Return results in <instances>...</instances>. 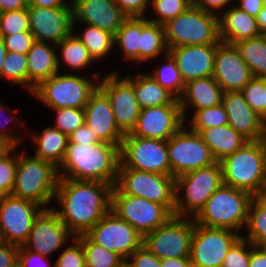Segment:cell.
Masks as SVG:
<instances>
[{"instance_id": "cell-1", "label": "cell", "mask_w": 266, "mask_h": 267, "mask_svg": "<svg viewBox=\"0 0 266 267\" xmlns=\"http://www.w3.org/2000/svg\"><path fill=\"white\" fill-rule=\"evenodd\" d=\"M112 188L100 181L59 178L55 198L62 208H51L75 238L86 234L111 209Z\"/></svg>"}, {"instance_id": "cell-2", "label": "cell", "mask_w": 266, "mask_h": 267, "mask_svg": "<svg viewBox=\"0 0 266 267\" xmlns=\"http://www.w3.org/2000/svg\"><path fill=\"white\" fill-rule=\"evenodd\" d=\"M119 164V146L117 145L104 141L68 143L64 159L58 168V174L59 178L100 181L114 187Z\"/></svg>"}, {"instance_id": "cell-3", "label": "cell", "mask_w": 266, "mask_h": 267, "mask_svg": "<svg viewBox=\"0 0 266 267\" xmlns=\"http://www.w3.org/2000/svg\"><path fill=\"white\" fill-rule=\"evenodd\" d=\"M220 163L224 185L253 196L266 194V138L245 142Z\"/></svg>"}, {"instance_id": "cell-4", "label": "cell", "mask_w": 266, "mask_h": 267, "mask_svg": "<svg viewBox=\"0 0 266 267\" xmlns=\"http://www.w3.org/2000/svg\"><path fill=\"white\" fill-rule=\"evenodd\" d=\"M254 196L247 191L222 185L206 201L193 218L195 223L212 228L238 231L246 225L248 210Z\"/></svg>"}, {"instance_id": "cell-5", "label": "cell", "mask_w": 266, "mask_h": 267, "mask_svg": "<svg viewBox=\"0 0 266 267\" xmlns=\"http://www.w3.org/2000/svg\"><path fill=\"white\" fill-rule=\"evenodd\" d=\"M58 168L37 157L17 154L15 183L11 195L43 207L55 196Z\"/></svg>"}, {"instance_id": "cell-6", "label": "cell", "mask_w": 266, "mask_h": 267, "mask_svg": "<svg viewBox=\"0 0 266 267\" xmlns=\"http://www.w3.org/2000/svg\"><path fill=\"white\" fill-rule=\"evenodd\" d=\"M168 49L186 45H217L219 17L194 4L185 12L164 24Z\"/></svg>"}, {"instance_id": "cell-7", "label": "cell", "mask_w": 266, "mask_h": 267, "mask_svg": "<svg viewBox=\"0 0 266 267\" xmlns=\"http://www.w3.org/2000/svg\"><path fill=\"white\" fill-rule=\"evenodd\" d=\"M223 184V171L220 162L187 172L175 178L174 216L187 218V215L190 214L194 218L203 208L208 198ZM180 191L185 193L183 200L180 197Z\"/></svg>"}, {"instance_id": "cell-8", "label": "cell", "mask_w": 266, "mask_h": 267, "mask_svg": "<svg viewBox=\"0 0 266 267\" xmlns=\"http://www.w3.org/2000/svg\"><path fill=\"white\" fill-rule=\"evenodd\" d=\"M111 194H127L164 205L174 216L176 190L173 176L118 168Z\"/></svg>"}, {"instance_id": "cell-9", "label": "cell", "mask_w": 266, "mask_h": 267, "mask_svg": "<svg viewBox=\"0 0 266 267\" xmlns=\"http://www.w3.org/2000/svg\"><path fill=\"white\" fill-rule=\"evenodd\" d=\"M98 83L79 75L57 73L41 82L32 92L50 109L85 108L90 95L97 89Z\"/></svg>"}, {"instance_id": "cell-10", "label": "cell", "mask_w": 266, "mask_h": 267, "mask_svg": "<svg viewBox=\"0 0 266 267\" xmlns=\"http://www.w3.org/2000/svg\"><path fill=\"white\" fill-rule=\"evenodd\" d=\"M118 168H131L171 176L167 141L126 133L119 147Z\"/></svg>"}, {"instance_id": "cell-11", "label": "cell", "mask_w": 266, "mask_h": 267, "mask_svg": "<svg viewBox=\"0 0 266 267\" xmlns=\"http://www.w3.org/2000/svg\"><path fill=\"white\" fill-rule=\"evenodd\" d=\"M188 218L172 216L165 224L144 235L142 245L160 260L190 258L195 221Z\"/></svg>"}, {"instance_id": "cell-12", "label": "cell", "mask_w": 266, "mask_h": 267, "mask_svg": "<svg viewBox=\"0 0 266 267\" xmlns=\"http://www.w3.org/2000/svg\"><path fill=\"white\" fill-rule=\"evenodd\" d=\"M184 126L167 140L171 176L174 178L217 162L200 134L190 128L187 131Z\"/></svg>"}, {"instance_id": "cell-13", "label": "cell", "mask_w": 266, "mask_h": 267, "mask_svg": "<svg viewBox=\"0 0 266 267\" xmlns=\"http://www.w3.org/2000/svg\"><path fill=\"white\" fill-rule=\"evenodd\" d=\"M241 237L230 229L195 223L190 249L193 267H222L228 251Z\"/></svg>"}, {"instance_id": "cell-14", "label": "cell", "mask_w": 266, "mask_h": 267, "mask_svg": "<svg viewBox=\"0 0 266 267\" xmlns=\"http://www.w3.org/2000/svg\"><path fill=\"white\" fill-rule=\"evenodd\" d=\"M111 210L142 236L156 230L173 216L162 204L127 194H111Z\"/></svg>"}, {"instance_id": "cell-15", "label": "cell", "mask_w": 266, "mask_h": 267, "mask_svg": "<svg viewBox=\"0 0 266 267\" xmlns=\"http://www.w3.org/2000/svg\"><path fill=\"white\" fill-rule=\"evenodd\" d=\"M42 208L29 200L9 194L0 203V241L23 246Z\"/></svg>"}, {"instance_id": "cell-16", "label": "cell", "mask_w": 266, "mask_h": 267, "mask_svg": "<svg viewBox=\"0 0 266 267\" xmlns=\"http://www.w3.org/2000/svg\"><path fill=\"white\" fill-rule=\"evenodd\" d=\"M92 75L95 82L98 80V87L111 102L117 126L124 134L130 133L135 127L141 111L133 87V78L125 76L120 80L117 72L109 73L102 80L97 73Z\"/></svg>"}, {"instance_id": "cell-17", "label": "cell", "mask_w": 266, "mask_h": 267, "mask_svg": "<svg viewBox=\"0 0 266 267\" xmlns=\"http://www.w3.org/2000/svg\"><path fill=\"white\" fill-rule=\"evenodd\" d=\"M86 235L94 243L120 255L125 261L143 243V236L111 209Z\"/></svg>"}, {"instance_id": "cell-18", "label": "cell", "mask_w": 266, "mask_h": 267, "mask_svg": "<svg viewBox=\"0 0 266 267\" xmlns=\"http://www.w3.org/2000/svg\"><path fill=\"white\" fill-rule=\"evenodd\" d=\"M30 32L35 41L59 44L73 31V6H27Z\"/></svg>"}, {"instance_id": "cell-19", "label": "cell", "mask_w": 266, "mask_h": 267, "mask_svg": "<svg viewBox=\"0 0 266 267\" xmlns=\"http://www.w3.org/2000/svg\"><path fill=\"white\" fill-rule=\"evenodd\" d=\"M185 121L180 104H167L141 109L131 135L167 141Z\"/></svg>"}, {"instance_id": "cell-20", "label": "cell", "mask_w": 266, "mask_h": 267, "mask_svg": "<svg viewBox=\"0 0 266 267\" xmlns=\"http://www.w3.org/2000/svg\"><path fill=\"white\" fill-rule=\"evenodd\" d=\"M73 236L51 207L44 209L35 219L23 246L32 252L49 256Z\"/></svg>"}, {"instance_id": "cell-21", "label": "cell", "mask_w": 266, "mask_h": 267, "mask_svg": "<svg viewBox=\"0 0 266 267\" xmlns=\"http://www.w3.org/2000/svg\"><path fill=\"white\" fill-rule=\"evenodd\" d=\"M213 77L223 92L241 91L253 77L235 45L219 42Z\"/></svg>"}, {"instance_id": "cell-22", "label": "cell", "mask_w": 266, "mask_h": 267, "mask_svg": "<svg viewBox=\"0 0 266 267\" xmlns=\"http://www.w3.org/2000/svg\"><path fill=\"white\" fill-rule=\"evenodd\" d=\"M73 30L82 22L106 31L113 36L128 18L114 0H72Z\"/></svg>"}, {"instance_id": "cell-23", "label": "cell", "mask_w": 266, "mask_h": 267, "mask_svg": "<svg viewBox=\"0 0 266 267\" xmlns=\"http://www.w3.org/2000/svg\"><path fill=\"white\" fill-rule=\"evenodd\" d=\"M85 124L101 141L120 147L125 134L116 124L109 98L99 87L85 106Z\"/></svg>"}, {"instance_id": "cell-24", "label": "cell", "mask_w": 266, "mask_h": 267, "mask_svg": "<svg viewBox=\"0 0 266 267\" xmlns=\"http://www.w3.org/2000/svg\"><path fill=\"white\" fill-rule=\"evenodd\" d=\"M222 104L225 107L228 125L247 141L266 138V125L259 115L245 101L241 91L224 92Z\"/></svg>"}, {"instance_id": "cell-25", "label": "cell", "mask_w": 266, "mask_h": 267, "mask_svg": "<svg viewBox=\"0 0 266 267\" xmlns=\"http://www.w3.org/2000/svg\"><path fill=\"white\" fill-rule=\"evenodd\" d=\"M217 45H186L168 51L176 61L184 83L213 76Z\"/></svg>"}, {"instance_id": "cell-26", "label": "cell", "mask_w": 266, "mask_h": 267, "mask_svg": "<svg viewBox=\"0 0 266 267\" xmlns=\"http://www.w3.org/2000/svg\"><path fill=\"white\" fill-rule=\"evenodd\" d=\"M51 43L35 41L28 51V89L32 93L41 82L56 75L60 70V56L50 47Z\"/></svg>"}, {"instance_id": "cell-27", "label": "cell", "mask_w": 266, "mask_h": 267, "mask_svg": "<svg viewBox=\"0 0 266 267\" xmlns=\"http://www.w3.org/2000/svg\"><path fill=\"white\" fill-rule=\"evenodd\" d=\"M219 16V37L221 42L235 43L261 36L255 17L237 6H230Z\"/></svg>"}, {"instance_id": "cell-28", "label": "cell", "mask_w": 266, "mask_h": 267, "mask_svg": "<svg viewBox=\"0 0 266 267\" xmlns=\"http://www.w3.org/2000/svg\"><path fill=\"white\" fill-rule=\"evenodd\" d=\"M223 90L213 76L194 79L185 84L183 95L179 99L184 121L186 110L190 105L195 111L208 107H215L222 103Z\"/></svg>"}, {"instance_id": "cell-29", "label": "cell", "mask_w": 266, "mask_h": 267, "mask_svg": "<svg viewBox=\"0 0 266 267\" xmlns=\"http://www.w3.org/2000/svg\"><path fill=\"white\" fill-rule=\"evenodd\" d=\"M217 162L233 154L247 140L229 125L203 129L200 133Z\"/></svg>"}, {"instance_id": "cell-30", "label": "cell", "mask_w": 266, "mask_h": 267, "mask_svg": "<svg viewBox=\"0 0 266 267\" xmlns=\"http://www.w3.org/2000/svg\"><path fill=\"white\" fill-rule=\"evenodd\" d=\"M33 134V140L36 142L38 148L34 157L47 161L59 168L61 165L66 149L68 146V135L61 133L55 127H47L41 134Z\"/></svg>"}, {"instance_id": "cell-31", "label": "cell", "mask_w": 266, "mask_h": 267, "mask_svg": "<svg viewBox=\"0 0 266 267\" xmlns=\"http://www.w3.org/2000/svg\"><path fill=\"white\" fill-rule=\"evenodd\" d=\"M133 87L141 109L167 104H180L179 100L161 87L151 74H138L135 79L133 78Z\"/></svg>"}, {"instance_id": "cell-32", "label": "cell", "mask_w": 266, "mask_h": 267, "mask_svg": "<svg viewBox=\"0 0 266 267\" xmlns=\"http://www.w3.org/2000/svg\"><path fill=\"white\" fill-rule=\"evenodd\" d=\"M168 50L164 25L140 17V62L167 54Z\"/></svg>"}, {"instance_id": "cell-33", "label": "cell", "mask_w": 266, "mask_h": 267, "mask_svg": "<svg viewBox=\"0 0 266 267\" xmlns=\"http://www.w3.org/2000/svg\"><path fill=\"white\" fill-rule=\"evenodd\" d=\"M253 77L266 78V35L234 44Z\"/></svg>"}, {"instance_id": "cell-34", "label": "cell", "mask_w": 266, "mask_h": 267, "mask_svg": "<svg viewBox=\"0 0 266 267\" xmlns=\"http://www.w3.org/2000/svg\"><path fill=\"white\" fill-rule=\"evenodd\" d=\"M123 58L140 62V17H128L114 36Z\"/></svg>"}, {"instance_id": "cell-35", "label": "cell", "mask_w": 266, "mask_h": 267, "mask_svg": "<svg viewBox=\"0 0 266 267\" xmlns=\"http://www.w3.org/2000/svg\"><path fill=\"white\" fill-rule=\"evenodd\" d=\"M246 225L249 227V232L247 237L242 236V238L255 246L266 247V194L252 198Z\"/></svg>"}, {"instance_id": "cell-36", "label": "cell", "mask_w": 266, "mask_h": 267, "mask_svg": "<svg viewBox=\"0 0 266 267\" xmlns=\"http://www.w3.org/2000/svg\"><path fill=\"white\" fill-rule=\"evenodd\" d=\"M75 238L82 244L86 267H125L120 255L94 243L86 234Z\"/></svg>"}, {"instance_id": "cell-37", "label": "cell", "mask_w": 266, "mask_h": 267, "mask_svg": "<svg viewBox=\"0 0 266 267\" xmlns=\"http://www.w3.org/2000/svg\"><path fill=\"white\" fill-rule=\"evenodd\" d=\"M164 57H166V64L155 69V73H152L151 76L161 87L179 100L183 95L185 83L171 54L168 52Z\"/></svg>"}, {"instance_id": "cell-38", "label": "cell", "mask_w": 266, "mask_h": 267, "mask_svg": "<svg viewBox=\"0 0 266 267\" xmlns=\"http://www.w3.org/2000/svg\"><path fill=\"white\" fill-rule=\"evenodd\" d=\"M55 46L57 49L61 48L62 61L72 69L81 70L94 61L87 48L73 32Z\"/></svg>"}, {"instance_id": "cell-39", "label": "cell", "mask_w": 266, "mask_h": 267, "mask_svg": "<svg viewBox=\"0 0 266 267\" xmlns=\"http://www.w3.org/2000/svg\"><path fill=\"white\" fill-rule=\"evenodd\" d=\"M86 27L82 35L77 34L76 36L87 48L94 61L103 58L113 48L114 36L89 24Z\"/></svg>"}, {"instance_id": "cell-40", "label": "cell", "mask_w": 266, "mask_h": 267, "mask_svg": "<svg viewBox=\"0 0 266 267\" xmlns=\"http://www.w3.org/2000/svg\"><path fill=\"white\" fill-rule=\"evenodd\" d=\"M190 121V129L200 133L203 129L228 125V117L224 105L203 108L194 111Z\"/></svg>"}, {"instance_id": "cell-41", "label": "cell", "mask_w": 266, "mask_h": 267, "mask_svg": "<svg viewBox=\"0 0 266 267\" xmlns=\"http://www.w3.org/2000/svg\"><path fill=\"white\" fill-rule=\"evenodd\" d=\"M2 77L10 80L13 84H21L28 88L27 55L7 52L2 64Z\"/></svg>"}, {"instance_id": "cell-42", "label": "cell", "mask_w": 266, "mask_h": 267, "mask_svg": "<svg viewBox=\"0 0 266 267\" xmlns=\"http://www.w3.org/2000/svg\"><path fill=\"white\" fill-rule=\"evenodd\" d=\"M158 18L147 19L148 21L164 25L179 14L185 12L193 4V0H150Z\"/></svg>"}, {"instance_id": "cell-43", "label": "cell", "mask_w": 266, "mask_h": 267, "mask_svg": "<svg viewBox=\"0 0 266 267\" xmlns=\"http://www.w3.org/2000/svg\"><path fill=\"white\" fill-rule=\"evenodd\" d=\"M245 101L259 115L263 121V105L266 98V78L252 77L248 84L241 90Z\"/></svg>"}, {"instance_id": "cell-44", "label": "cell", "mask_w": 266, "mask_h": 267, "mask_svg": "<svg viewBox=\"0 0 266 267\" xmlns=\"http://www.w3.org/2000/svg\"><path fill=\"white\" fill-rule=\"evenodd\" d=\"M56 113V125L61 133L71 134L77 128L85 124V108H58L52 109Z\"/></svg>"}, {"instance_id": "cell-45", "label": "cell", "mask_w": 266, "mask_h": 267, "mask_svg": "<svg viewBox=\"0 0 266 267\" xmlns=\"http://www.w3.org/2000/svg\"><path fill=\"white\" fill-rule=\"evenodd\" d=\"M30 31L27 8L0 13V36Z\"/></svg>"}, {"instance_id": "cell-46", "label": "cell", "mask_w": 266, "mask_h": 267, "mask_svg": "<svg viewBox=\"0 0 266 267\" xmlns=\"http://www.w3.org/2000/svg\"><path fill=\"white\" fill-rule=\"evenodd\" d=\"M247 246L249 251L245 250ZM252 248L253 244L241 237L228 251L222 267H249Z\"/></svg>"}, {"instance_id": "cell-47", "label": "cell", "mask_w": 266, "mask_h": 267, "mask_svg": "<svg viewBox=\"0 0 266 267\" xmlns=\"http://www.w3.org/2000/svg\"><path fill=\"white\" fill-rule=\"evenodd\" d=\"M15 149L16 147L0 159V187L8 194H11L15 183L17 167V154L13 153V151H16Z\"/></svg>"}, {"instance_id": "cell-48", "label": "cell", "mask_w": 266, "mask_h": 267, "mask_svg": "<svg viewBox=\"0 0 266 267\" xmlns=\"http://www.w3.org/2000/svg\"><path fill=\"white\" fill-rule=\"evenodd\" d=\"M73 239L75 243L60 254L54 267H86L82 244L76 238Z\"/></svg>"}, {"instance_id": "cell-49", "label": "cell", "mask_w": 266, "mask_h": 267, "mask_svg": "<svg viewBox=\"0 0 266 267\" xmlns=\"http://www.w3.org/2000/svg\"><path fill=\"white\" fill-rule=\"evenodd\" d=\"M0 37L3 40L7 52L20 54H27L35 42L34 36L30 31Z\"/></svg>"}, {"instance_id": "cell-50", "label": "cell", "mask_w": 266, "mask_h": 267, "mask_svg": "<svg viewBox=\"0 0 266 267\" xmlns=\"http://www.w3.org/2000/svg\"><path fill=\"white\" fill-rule=\"evenodd\" d=\"M127 259L125 267H161L160 259L143 245L135 250Z\"/></svg>"}, {"instance_id": "cell-51", "label": "cell", "mask_w": 266, "mask_h": 267, "mask_svg": "<svg viewBox=\"0 0 266 267\" xmlns=\"http://www.w3.org/2000/svg\"><path fill=\"white\" fill-rule=\"evenodd\" d=\"M150 0H114L120 10L128 17H145Z\"/></svg>"}, {"instance_id": "cell-52", "label": "cell", "mask_w": 266, "mask_h": 267, "mask_svg": "<svg viewBox=\"0 0 266 267\" xmlns=\"http://www.w3.org/2000/svg\"><path fill=\"white\" fill-rule=\"evenodd\" d=\"M20 247L0 241V267H14L18 264Z\"/></svg>"}, {"instance_id": "cell-53", "label": "cell", "mask_w": 266, "mask_h": 267, "mask_svg": "<svg viewBox=\"0 0 266 267\" xmlns=\"http://www.w3.org/2000/svg\"><path fill=\"white\" fill-rule=\"evenodd\" d=\"M68 143H99L102 142L97 134L91 130L86 124L80 126L68 135Z\"/></svg>"}, {"instance_id": "cell-54", "label": "cell", "mask_w": 266, "mask_h": 267, "mask_svg": "<svg viewBox=\"0 0 266 267\" xmlns=\"http://www.w3.org/2000/svg\"><path fill=\"white\" fill-rule=\"evenodd\" d=\"M46 258L48 257L32 252L30 250H27L26 248H20L19 257H18V266L19 267H30V265H32L33 262H35V264L37 262L39 264V265L36 264L37 267L39 266L40 267H54V265L52 266L48 263H45Z\"/></svg>"}, {"instance_id": "cell-55", "label": "cell", "mask_w": 266, "mask_h": 267, "mask_svg": "<svg viewBox=\"0 0 266 267\" xmlns=\"http://www.w3.org/2000/svg\"><path fill=\"white\" fill-rule=\"evenodd\" d=\"M18 137L17 135H13L12 132L6 131V129L5 131L0 129V159L8 154L14 147L20 146L21 139Z\"/></svg>"}, {"instance_id": "cell-56", "label": "cell", "mask_w": 266, "mask_h": 267, "mask_svg": "<svg viewBox=\"0 0 266 267\" xmlns=\"http://www.w3.org/2000/svg\"><path fill=\"white\" fill-rule=\"evenodd\" d=\"M230 2L231 0H193V4L196 7L218 17L219 14H216L217 9L221 10L223 7H226L225 5H227Z\"/></svg>"}, {"instance_id": "cell-57", "label": "cell", "mask_w": 266, "mask_h": 267, "mask_svg": "<svg viewBox=\"0 0 266 267\" xmlns=\"http://www.w3.org/2000/svg\"><path fill=\"white\" fill-rule=\"evenodd\" d=\"M266 0H240L237 7L253 17H257Z\"/></svg>"}, {"instance_id": "cell-58", "label": "cell", "mask_w": 266, "mask_h": 267, "mask_svg": "<svg viewBox=\"0 0 266 267\" xmlns=\"http://www.w3.org/2000/svg\"><path fill=\"white\" fill-rule=\"evenodd\" d=\"M249 267H266V247L253 245L250 252Z\"/></svg>"}, {"instance_id": "cell-59", "label": "cell", "mask_w": 266, "mask_h": 267, "mask_svg": "<svg viewBox=\"0 0 266 267\" xmlns=\"http://www.w3.org/2000/svg\"><path fill=\"white\" fill-rule=\"evenodd\" d=\"M27 6L28 0H0V13L25 9Z\"/></svg>"}, {"instance_id": "cell-60", "label": "cell", "mask_w": 266, "mask_h": 267, "mask_svg": "<svg viewBox=\"0 0 266 267\" xmlns=\"http://www.w3.org/2000/svg\"><path fill=\"white\" fill-rule=\"evenodd\" d=\"M161 267H193L190 258H163L160 260Z\"/></svg>"}, {"instance_id": "cell-61", "label": "cell", "mask_w": 266, "mask_h": 267, "mask_svg": "<svg viewBox=\"0 0 266 267\" xmlns=\"http://www.w3.org/2000/svg\"><path fill=\"white\" fill-rule=\"evenodd\" d=\"M28 6L55 8V7H65L72 5H69V3L66 4L64 0H28Z\"/></svg>"}, {"instance_id": "cell-62", "label": "cell", "mask_w": 266, "mask_h": 267, "mask_svg": "<svg viewBox=\"0 0 266 267\" xmlns=\"http://www.w3.org/2000/svg\"><path fill=\"white\" fill-rule=\"evenodd\" d=\"M256 20L261 34L266 35V3L262 7V10L259 12L258 16L256 17Z\"/></svg>"}, {"instance_id": "cell-63", "label": "cell", "mask_w": 266, "mask_h": 267, "mask_svg": "<svg viewBox=\"0 0 266 267\" xmlns=\"http://www.w3.org/2000/svg\"><path fill=\"white\" fill-rule=\"evenodd\" d=\"M6 54H7V50L4 46L2 38L0 37V78H1L2 64H3V60L5 59Z\"/></svg>"}, {"instance_id": "cell-64", "label": "cell", "mask_w": 266, "mask_h": 267, "mask_svg": "<svg viewBox=\"0 0 266 267\" xmlns=\"http://www.w3.org/2000/svg\"><path fill=\"white\" fill-rule=\"evenodd\" d=\"M3 107L5 108V106H3V105H2V102L0 101V112L2 111V113H3V111H4V108H3ZM1 116H2V115H0V117H1ZM14 117H15L14 114H13V116H12V115H9L8 119L6 118V121L8 120L7 122H11V123H12V122L15 120ZM2 127H5V125H3Z\"/></svg>"}, {"instance_id": "cell-65", "label": "cell", "mask_w": 266, "mask_h": 267, "mask_svg": "<svg viewBox=\"0 0 266 267\" xmlns=\"http://www.w3.org/2000/svg\"><path fill=\"white\" fill-rule=\"evenodd\" d=\"M9 194L0 187V203L8 196Z\"/></svg>"}, {"instance_id": "cell-66", "label": "cell", "mask_w": 266, "mask_h": 267, "mask_svg": "<svg viewBox=\"0 0 266 267\" xmlns=\"http://www.w3.org/2000/svg\"><path fill=\"white\" fill-rule=\"evenodd\" d=\"M263 122L266 125V98H265V103L263 105Z\"/></svg>"}]
</instances>
